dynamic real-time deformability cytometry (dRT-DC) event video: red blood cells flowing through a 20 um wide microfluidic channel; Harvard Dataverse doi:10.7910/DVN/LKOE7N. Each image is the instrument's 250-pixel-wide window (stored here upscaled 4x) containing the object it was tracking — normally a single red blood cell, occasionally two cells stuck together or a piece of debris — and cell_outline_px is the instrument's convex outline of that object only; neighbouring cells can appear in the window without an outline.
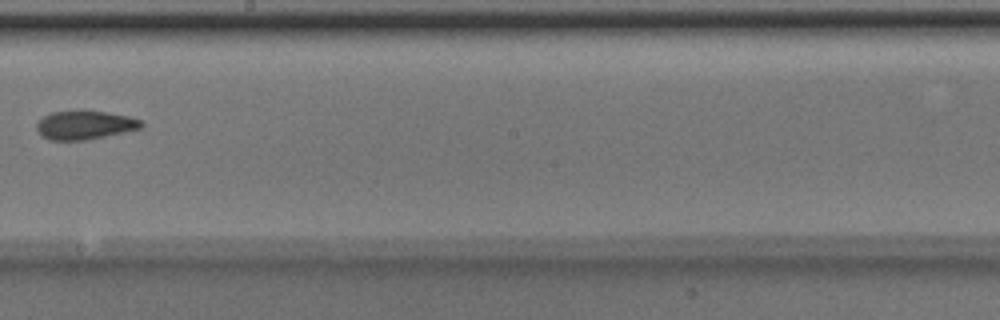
{"species": "Egyptian fruit bat (a non-hibernating species)", "species_latin": "Rousettus aegyptiacus", "temperature_condition": "room temperature", "stored_images_in_passage": 8, "camera_frame_rate_fps": 3000, "um_per_image_px": 0.085, "animal": {"sex": "male"}, "frame": {"image": 1, "passage_image": 8, "time_ms": 2.333, "image_size_px": [1000, 320], "cell_outline_px": [[144, 124], [140, 128], [124, 132], [84, 140], [48, 140], [40, 136], [36, 128], [36, 124], [44, 116], [52, 112], [72, 108], [80, 108], [108, 112], [128, 116], [144, 120]], "centroid_in_image_um": [7.18, 10.58], "position_along_channel_um": 241.0, "area_um2": 18.15}}